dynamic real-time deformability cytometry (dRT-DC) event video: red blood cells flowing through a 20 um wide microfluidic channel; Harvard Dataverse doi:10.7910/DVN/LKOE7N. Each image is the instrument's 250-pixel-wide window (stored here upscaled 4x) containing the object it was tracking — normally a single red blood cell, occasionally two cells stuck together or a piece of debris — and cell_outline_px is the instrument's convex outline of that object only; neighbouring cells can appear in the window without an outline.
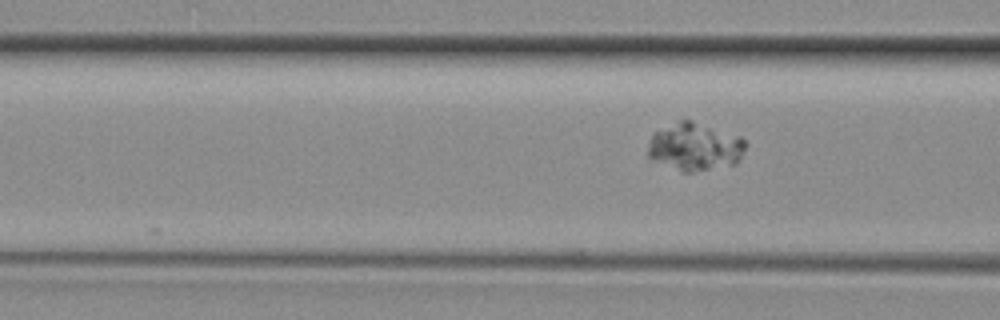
{"species": "common noctule bat (a hibernating species)", "species_latin": "Nyctalus noctula", "temperature_condition": "room temperature", "stored_images_in_passage": 4, "camera_frame_rate_fps": 3000, "um_per_image_px": 0.085, "animal": {"sex": "female", "body_mass_g": 29.2, "forearm_length_mm": 56.3}, "frame": {"image": 1, "passage_image": 4, "time_ms": 1.0, "image_size_px": [1000, 320], "cell_outline_px": [[744, 148], [740, 160], [736, 164], [692, 172], [680, 172], [652, 160], [648, 156], [648, 148], [652, 136], [656, 132], [680, 120], [692, 120], [740, 136], [744, 140]], "centroid_in_image_um": [59.07, 12.5], "position_along_channel_um": 107.5, "area_um2": 26.99}}